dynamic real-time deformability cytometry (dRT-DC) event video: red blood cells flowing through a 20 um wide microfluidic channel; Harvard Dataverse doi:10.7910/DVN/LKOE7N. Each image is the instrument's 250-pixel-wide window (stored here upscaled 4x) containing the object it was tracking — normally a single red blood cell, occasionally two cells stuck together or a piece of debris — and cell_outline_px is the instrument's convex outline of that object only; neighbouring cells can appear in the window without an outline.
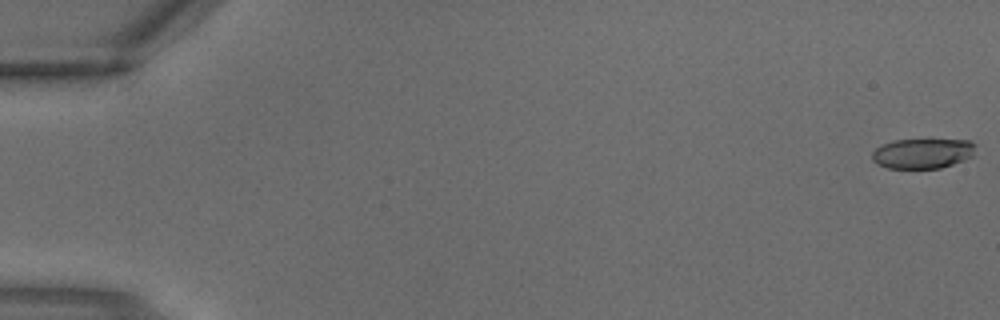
{"species": "common noctule bat (a hibernating species)", "species_latin": "Nyctalus noctula", "temperature_condition": "warm", "stored_images_in_passage": 3, "camera_frame_rate_fps": 3000, "um_per_image_px": 0.085, "animal": {"sex": "male", "body_mass_g": 18.8}, "frame": {"image": 1, "passage_image": 1, "time_ms": 0.0, "image_size_px": [1000, 320], "cell_outline_px": [[976, 144], [972, 156], [964, 160], [940, 168], [888, 168], [876, 164], [872, 160], [872, 152], [880, 144], [892, 140], [972, 140]], "centroid_in_image_um": [78.4, 13.03], "position_along_channel_um": 6.6, "area_um2": 18.21}}
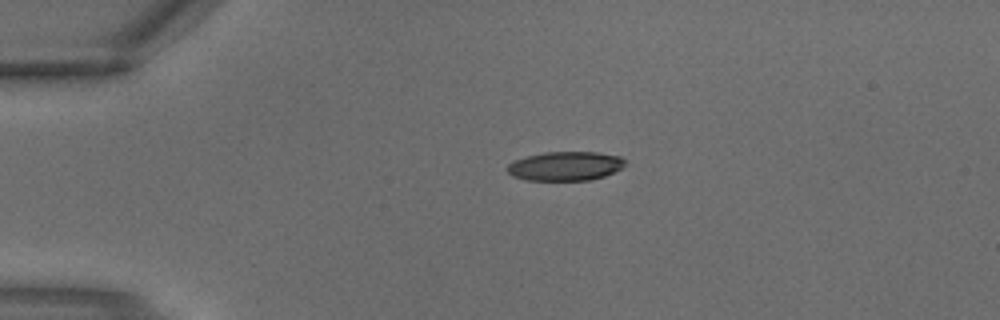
{"frame": {"image": 2, "passage_image": 3, "time_ms": 0.667, "image_size_px": [1000, 320], "cell_outline_px": [[624, 164], [620, 168], [604, 176], [588, 180], [524, 180], [512, 176], [508, 172], [508, 164], [516, 160], [528, 156], [544, 152], [596, 152], [620, 156], [624, 160]], "centroid_in_image_um": [48.03, 14.12], "position_along_channel_um": 37.0, "area_um2": 19.71}}